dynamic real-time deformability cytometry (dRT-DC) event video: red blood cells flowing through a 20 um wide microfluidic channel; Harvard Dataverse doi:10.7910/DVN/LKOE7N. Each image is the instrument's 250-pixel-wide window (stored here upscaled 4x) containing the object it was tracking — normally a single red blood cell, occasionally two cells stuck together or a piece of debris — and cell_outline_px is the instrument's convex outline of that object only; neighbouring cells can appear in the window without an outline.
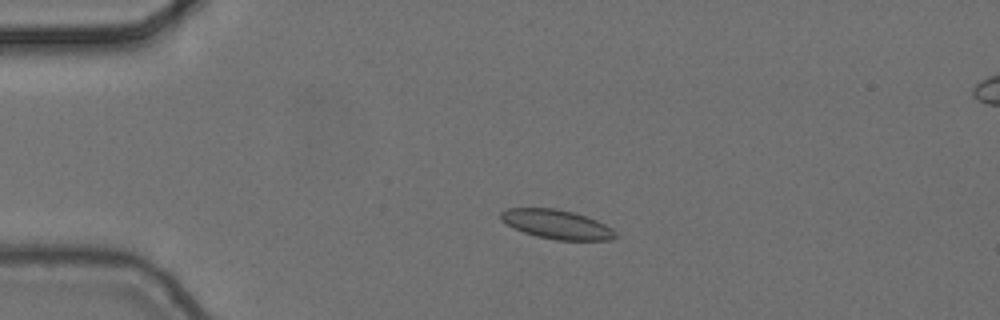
{"species": "common noctule bat (a hibernating species)", "species_latin": "Nyctalus noctula", "temperature_condition": "cold", "stored_images_in_passage": 4, "camera_frame_rate_fps": 3000, "um_per_image_px": 0.085, "animal": {"sex": "female", "body_mass_g": 24.6, "forearm_length_mm": 56.2}, "frame": {"image": 1, "passage_image": 3, "time_ms": 0.667, "image_size_px": [1000, 320], "cell_outline_px": [[616, 236], [608, 240], [556, 240], [536, 236], [524, 232], [500, 220], [500, 212], [508, 208], [556, 208], [572, 212], [596, 220], [612, 228], [616, 232]], "centroid_in_image_um": [47.31, 19.06], "position_along_channel_um": 37.7, "area_um2": 19.25}}